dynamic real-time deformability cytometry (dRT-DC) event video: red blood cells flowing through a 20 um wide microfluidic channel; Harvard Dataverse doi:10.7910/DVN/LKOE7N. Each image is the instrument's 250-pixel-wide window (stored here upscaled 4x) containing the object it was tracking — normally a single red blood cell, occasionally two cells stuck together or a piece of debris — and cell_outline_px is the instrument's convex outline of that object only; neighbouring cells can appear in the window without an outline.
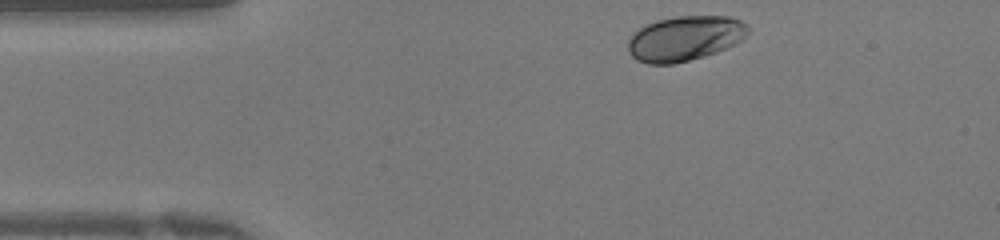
{"species": "human", "species_latin": "Homo sapiens", "temperature_condition": "warm", "stored_images_in_passage": 36, "camera_frame_rate_fps": 3000, "um_per_image_px": 0.085, "donor": {"sex": "female"}, "frame": {"image": 1, "passage_image": 1, "time_ms": 0.0, "image_size_px": [1000, 240], "cell_outline_px": [[748, 32], [740, 40], [716, 52], [704, 56], [672, 64], [648, 64], [636, 60], [628, 52], [628, 40], [644, 24], [656, 20], [680, 16], [728, 16], [740, 20], [748, 28]], "centroid_in_image_um": [58.16, 3.26], "position_along_channel_um": 26.8, "area_um2": 31.1}}
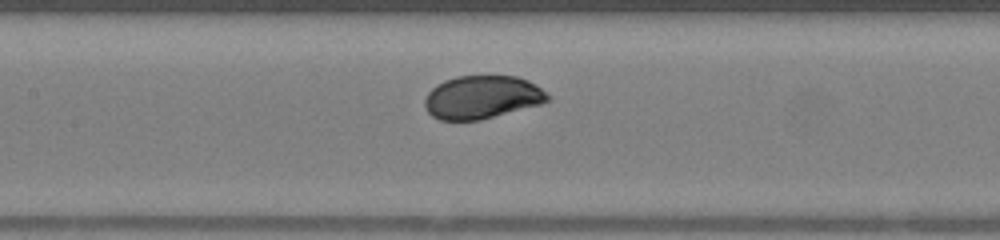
{"frame": {"image": 2, "passage_image": 13, "time_ms": 4.0, "image_size_px": [1000, 240], "cell_outline_px": [[548, 100], [540, 104], [480, 120], [440, 120], [432, 116], [428, 112], [424, 104], [424, 100], [428, 92], [436, 84], [444, 80], [456, 76], [516, 76], [528, 80], [540, 88], [548, 96]], "centroid_in_image_um": [40.92, 8.26], "position_along_channel_um": 166.5, "area_um2": 30.69}}
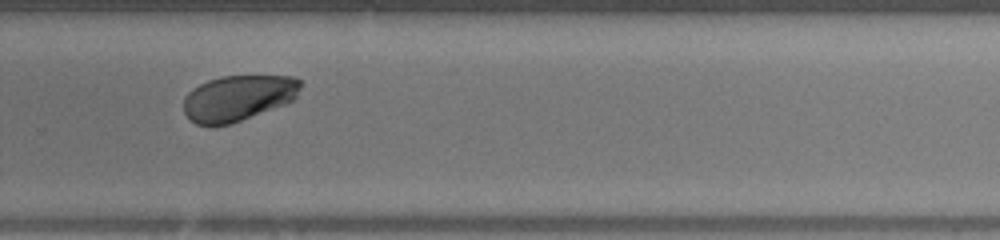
{"frame": {"image": 3, "passage_image": 22, "time_ms": 7.0, "image_size_px": [1000, 240], "cell_outline_px": [[300, 88], [296, 96], [292, 100], [284, 104], [232, 124], [212, 128], [196, 124], [184, 112], [184, 96], [192, 88], [208, 80], [220, 76], [296, 76], [300, 80]], "centroid_in_image_um": [20.2, 8.35], "position_along_channel_um": 309.6, "area_um2": 31.44}}